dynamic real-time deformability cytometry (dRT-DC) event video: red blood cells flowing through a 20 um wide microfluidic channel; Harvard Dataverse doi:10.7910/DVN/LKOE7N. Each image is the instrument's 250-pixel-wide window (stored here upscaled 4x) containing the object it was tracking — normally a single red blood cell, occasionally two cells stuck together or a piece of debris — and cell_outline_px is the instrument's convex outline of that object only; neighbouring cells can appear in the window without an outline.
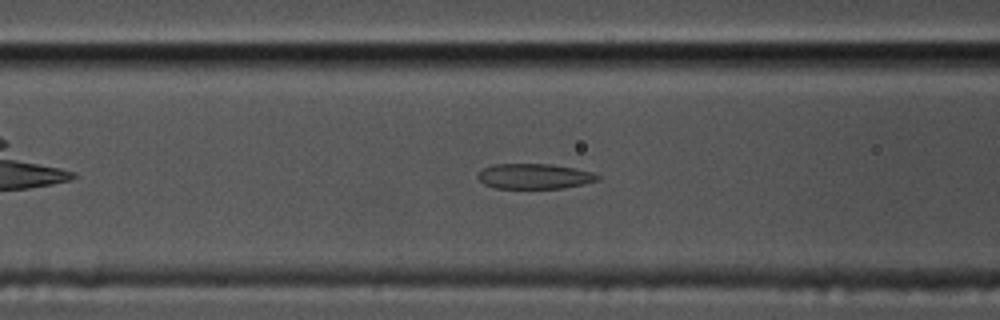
{"species": "common noctule bat (a hibernating species)", "species_latin": "Nyctalus noctula", "temperature_condition": "cold", "stored_images_in_passage": 48, "segment_of_instrument_passage": [1, 2], "camera_frame_rate_fps": 3000, "um_per_image_px": 0.085, "animal": {"sex": "male", "body_mass_g": 17.5, "forearm_length_mm": 52.3}, "frame": {"image": 1, "passage_image": 13, "time_ms": 4.0, "image_size_px": [1000, 320], "cell_outline_px": [[600, 180], [564, 188], [496, 188], [484, 184], [476, 176], [484, 168], [492, 164], [552, 164], [592, 172], [600, 176]], "centroid_in_image_um": [45.42, 14.98], "position_along_channel_um": 121.2, "area_um2": 17.51}}
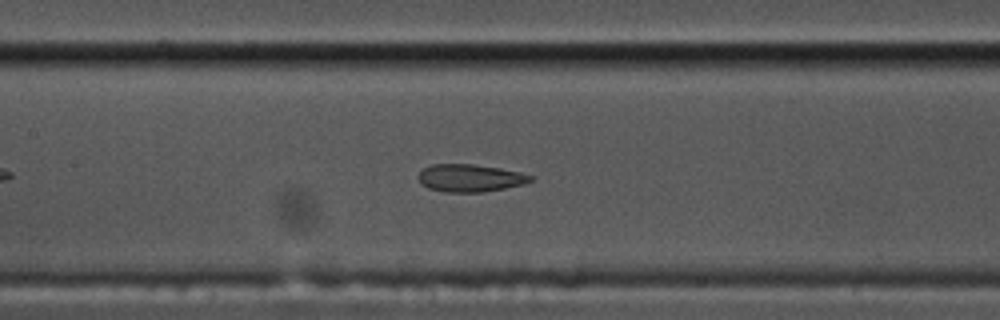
{"frame": {"image": 2, "passage_image": 17, "time_ms": 5.333, "image_size_px": [1000, 320], "cell_outline_px": [[536, 176], [532, 180], [524, 184], [484, 192], [444, 192], [428, 188], [420, 184], [416, 176], [424, 168], [432, 164], [472, 164], [500, 168], [520, 172]], "centroid_in_image_um": [39.94, 15.13], "position_along_channel_um": 167.5, "area_um2": 18.21}}
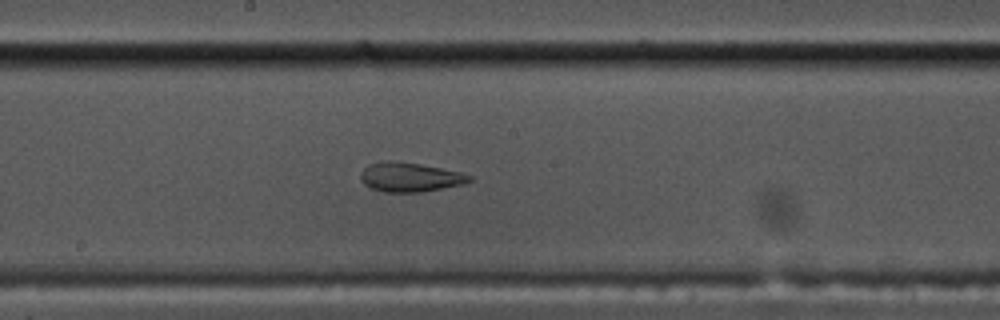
{"frame": {"image": 3, "passage_image": 21, "time_ms": 6.667, "image_size_px": [1000, 320], "cell_outline_px": [[472, 180], [464, 184], [420, 192], [384, 192], [372, 188], [364, 184], [360, 180], [360, 172], [368, 164], [384, 160], [392, 160], [420, 164], [460, 172], [472, 176]], "centroid_in_image_um": [34.81, 15.05], "position_along_channel_um": 213.4, "area_um2": 18.61}}